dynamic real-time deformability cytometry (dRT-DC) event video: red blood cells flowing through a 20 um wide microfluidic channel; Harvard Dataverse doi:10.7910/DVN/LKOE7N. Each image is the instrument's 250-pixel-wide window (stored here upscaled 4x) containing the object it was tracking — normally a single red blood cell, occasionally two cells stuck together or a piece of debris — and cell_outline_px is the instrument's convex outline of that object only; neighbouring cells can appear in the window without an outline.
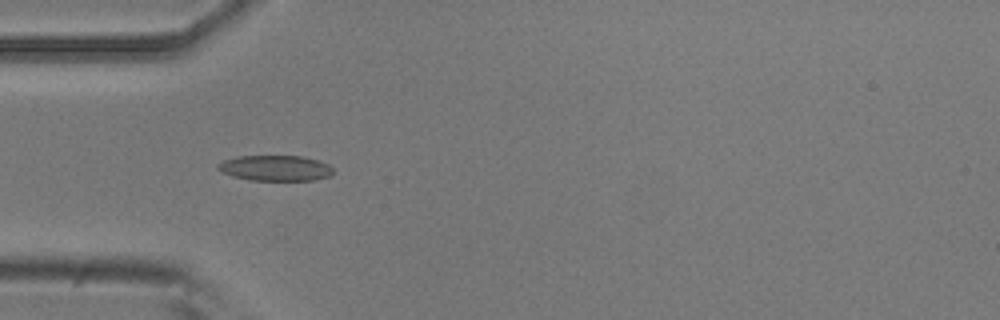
{"species": "common noctule bat (a hibernating species)", "species_latin": "Nyctalus noctula", "temperature_condition": "room temperature", "stored_images_in_passage": 5, "camera_frame_rate_fps": 3000, "um_per_image_px": 0.085, "animal": {"sex": "male", "body_mass_g": 20.5, "forearm_length_mm": 52.5}, "frame": {"image": 1, "passage_image": 4, "time_ms": 1.0, "image_size_px": [1000, 320], "cell_outline_px": [[332, 176], [312, 180], [252, 180], [232, 176], [216, 168], [216, 164], [224, 160], [236, 156], [304, 156], [320, 160], [328, 164], [332, 168]], "centroid_in_image_um": [23.42, 14.28], "position_along_channel_um": 61.6, "area_um2": 17.22}}
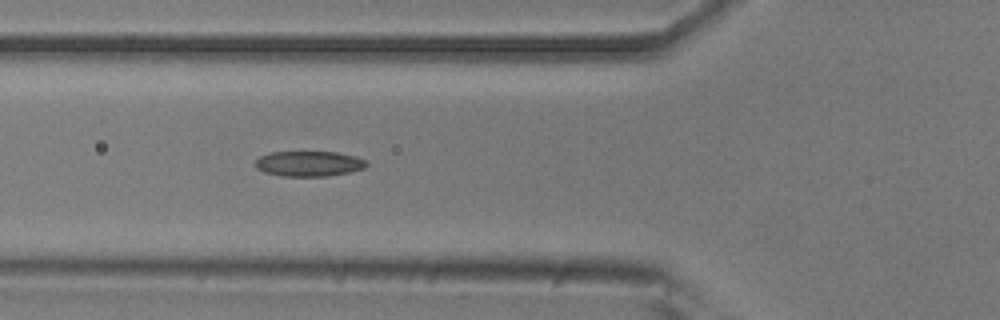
{"frame": {"image": 2, "passage_image": 5, "time_ms": 1.333, "image_size_px": [1000, 320], "cell_outline_px": [[368, 164], [364, 168], [348, 172], [328, 176], [284, 176], [264, 172], [256, 168], [256, 160], [260, 156], [272, 152], [336, 152], [356, 156], [368, 160]], "centroid_in_image_um": [26.29, 13.91], "position_along_channel_um": 99.5, "area_um2": 16.36}}